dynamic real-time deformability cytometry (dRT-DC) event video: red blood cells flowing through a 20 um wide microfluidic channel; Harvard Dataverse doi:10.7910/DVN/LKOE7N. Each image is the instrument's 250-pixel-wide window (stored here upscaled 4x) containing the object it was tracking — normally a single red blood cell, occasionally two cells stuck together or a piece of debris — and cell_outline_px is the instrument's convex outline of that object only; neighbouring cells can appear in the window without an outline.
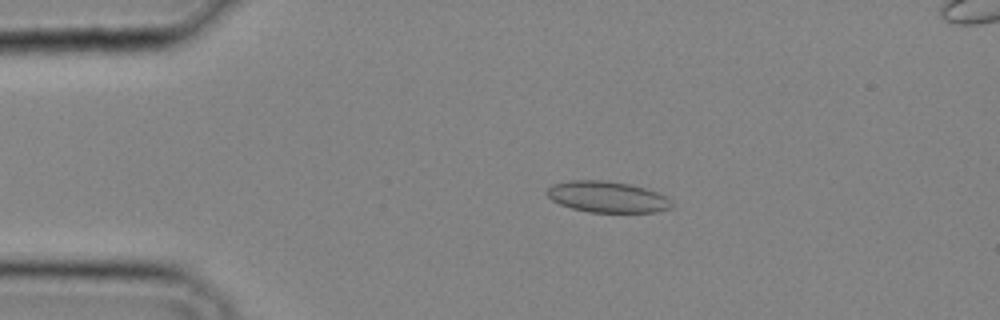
{"species": "common noctule bat (a hibernating species)", "species_latin": "Nyctalus noctula", "temperature_condition": "cold", "stored_images_in_passage": 34, "camera_frame_rate_fps": 3000, "um_per_image_px": 0.085, "animal": {"sex": "male", "body_mass_g": 20.4}, "frame": {"image": 1, "passage_image": 7, "time_ms": 2.0, "image_size_px": [1000, 320], "cell_outline_px": [[672, 208], [656, 212], [588, 212], [572, 208], [560, 204], [552, 200], [544, 192], [552, 184], [568, 180], [600, 180], [628, 184], [644, 188], [668, 196], [672, 200]], "centroid_in_image_um": [51.61, 16.74], "position_along_channel_um": 33.4, "area_um2": 22.72}}
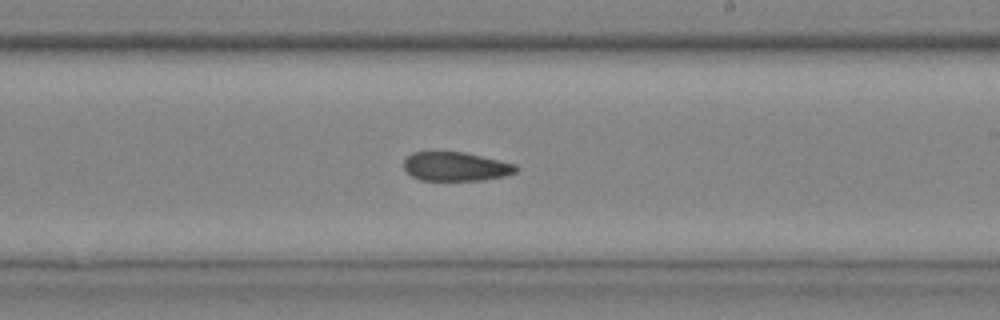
{"frame": {"image": 2, "passage_image": 21, "time_ms": 6.667, "image_size_px": [1000, 320], "cell_outline_px": [[520, 168], [516, 172], [504, 176], [484, 180], [420, 180], [412, 176], [404, 168], [404, 160], [412, 152], [464, 152], [500, 160], [516, 164]], "centroid_in_image_um": [38.77, 14.15], "position_along_channel_um": 250.2, "area_um2": 18.96}}
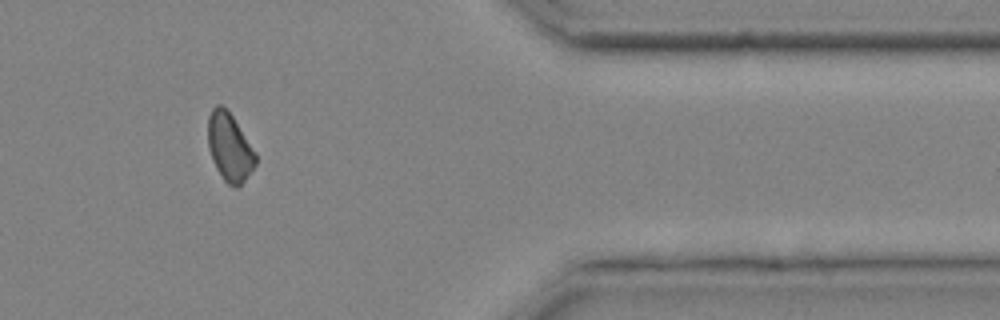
{"frame": {"image": 3, "passage_image": 30, "time_ms": 9.667, "image_size_px": [1000, 320], "cell_outline_px": [[256, 164], [244, 180], [236, 188], [228, 184], [224, 180], [216, 168], [212, 160], [208, 148], [208, 116], [212, 108], [216, 104], [220, 104], [232, 116], [256, 152]], "centroid_in_image_um": [19.5, 12.51], "position_along_channel_um": 391.9, "area_um2": 18.73}}